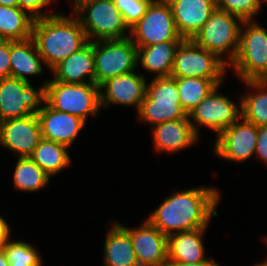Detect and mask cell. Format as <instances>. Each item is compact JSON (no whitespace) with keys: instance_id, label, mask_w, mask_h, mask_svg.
Returning <instances> with one entry per match:
<instances>
[{"instance_id":"1","label":"cell","mask_w":267,"mask_h":266,"mask_svg":"<svg viewBox=\"0 0 267 266\" xmlns=\"http://www.w3.org/2000/svg\"><path fill=\"white\" fill-rule=\"evenodd\" d=\"M219 192L215 187L200 186L172 193L146 220L167 237L178 232L208 228L212 216L218 215Z\"/></svg>"},{"instance_id":"2","label":"cell","mask_w":267,"mask_h":266,"mask_svg":"<svg viewBox=\"0 0 267 266\" xmlns=\"http://www.w3.org/2000/svg\"><path fill=\"white\" fill-rule=\"evenodd\" d=\"M71 14L34 19L32 38L50 71L89 42L80 20L72 11Z\"/></svg>"},{"instance_id":"3","label":"cell","mask_w":267,"mask_h":266,"mask_svg":"<svg viewBox=\"0 0 267 266\" xmlns=\"http://www.w3.org/2000/svg\"><path fill=\"white\" fill-rule=\"evenodd\" d=\"M243 81L267 80V29L254 21H243L239 47L228 66Z\"/></svg>"},{"instance_id":"4","label":"cell","mask_w":267,"mask_h":266,"mask_svg":"<svg viewBox=\"0 0 267 266\" xmlns=\"http://www.w3.org/2000/svg\"><path fill=\"white\" fill-rule=\"evenodd\" d=\"M80 20L90 42L124 39L130 29L113 0H86L72 11Z\"/></svg>"},{"instance_id":"5","label":"cell","mask_w":267,"mask_h":266,"mask_svg":"<svg viewBox=\"0 0 267 266\" xmlns=\"http://www.w3.org/2000/svg\"><path fill=\"white\" fill-rule=\"evenodd\" d=\"M137 113L138 120L152 127L187 118L179 100L175 77H153L146 85V95Z\"/></svg>"},{"instance_id":"6","label":"cell","mask_w":267,"mask_h":266,"mask_svg":"<svg viewBox=\"0 0 267 266\" xmlns=\"http://www.w3.org/2000/svg\"><path fill=\"white\" fill-rule=\"evenodd\" d=\"M242 23L238 17L215 9L192 40L229 66L238 51Z\"/></svg>"},{"instance_id":"7","label":"cell","mask_w":267,"mask_h":266,"mask_svg":"<svg viewBox=\"0 0 267 266\" xmlns=\"http://www.w3.org/2000/svg\"><path fill=\"white\" fill-rule=\"evenodd\" d=\"M45 102L53 109L80 117L97 116L100 107L99 86L95 83H61L49 80L45 85Z\"/></svg>"},{"instance_id":"8","label":"cell","mask_w":267,"mask_h":266,"mask_svg":"<svg viewBox=\"0 0 267 266\" xmlns=\"http://www.w3.org/2000/svg\"><path fill=\"white\" fill-rule=\"evenodd\" d=\"M95 84L137 70V46L130 37L93 42Z\"/></svg>"},{"instance_id":"9","label":"cell","mask_w":267,"mask_h":266,"mask_svg":"<svg viewBox=\"0 0 267 266\" xmlns=\"http://www.w3.org/2000/svg\"><path fill=\"white\" fill-rule=\"evenodd\" d=\"M130 38L137 47L164 41H183L167 0H152L142 18L130 28Z\"/></svg>"},{"instance_id":"10","label":"cell","mask_w":267,"mask_h":266,"mask_svg":"<svg viewBox=\"0 0 267 266\" xmlns=\"http://www.w3.org/2000/svg\"><path fill=\"white\" fill-rule=\"evenodd\" d=\"M33 88L28 82L14 77L0 79V122L36 114L45 102V85Z\"/></svg>"},{"instance_id":"11","label":"cell","mask_w":267,"mask_h":266,"mask_svg":"<svg viewBox=\"0 0 267 266\" xmlns=\"http://www.w3.org/2000/svg\"><path fill=\"white\" fill-rule=\"evenodd\" d=\"M227 67L214 53L192 39L183 40L176 51L171 77L224 79Z\"/></svg>"},{"instance_id":"12","label":"cell","mask_w":267,"mask_h":266,"mask_svg":"<svg viewBox=\"0 0 267 266\" xmlns=\"http://www.w3.org/2000/svg\"><path fill=\"white\" fill-rule=\"evenodd\" d=\"M219 84L196 108L189 113V120L194 132L199 135V126H205L217 135L229 128L241 117V100L239 104L218 92ZM219 88V89H218Z\"/></svg>"},{"instance_id":"13","label":"cell","mask_w":267,"mask_h":266,"mask_svg":"<svg viewBox=\"0 0 267 266\" xmlns=\"http://www.w3.org/2000/svg\"><path fill=\"white\" fill-rule=\"evenodd\" d=\"M257 136L258 126L240 117L217 136L214 153L229 162H248L255 155Z\"/></svg>"},{"instance_id":"14","label":"cell","mask_w":267,"mask_h":266,"mask_svg":"<svg viewBox=\"0 0 267 266\" xmlns=\"http://www.w3.org/2000/svg\"><path fill=\"white\" fill-rule=\"evenodd\" d=\"M41 139L36 114L0 122V144L17 154L18 158L30 157Z\"/></svg>"},{"instance_id":"15","label":"cell","mask_w":267,"mask_h":266,"mask_svg":"<svg viewBox=\"0 0 267 266\" xmlns=\"http://www.w3.org/2000/svg\"><path fill=\"white\" fill-rule=\"evenodd\" d=\"M146 85L145 75L135 71L110 78L99 86L100 107L134 106L138 112L146 95Z\"/></svg>"},{"instance_id":"16","label":"cell","mask_w":267,"mask_h":266,"mask_svg":"<svg viewBox=\"0 0 267 266\" xmlns=\"http://www.w3.org/2000/svg\"><path fill=\"white\" fill-rule=\"evenodd\" d=\"M139 266H165L168 263V237L147 220L140 227L128 228Z\"/></svg>"},{"instance_id":"17","label":"cell","mask_w":267,"mask_h":266,"mask_svg":"<svg viewBox=\"0 0 267 266\" xmlns=\"http://www.w3.org/2000/svg\"><path fill=\"white\" fill-rule=\"evenodd\" d=\"M43 139L70 147L86 122L80 117L60 112L44 102L36 113Z\"/></svg>"},{"instance_id":"18","label":"cell","mask_w":267,"mask_h":266,"mask_svg":"<svg viewBox=\"0 0 267 266\" xmlns=\"http://www.w3.org/2000/svg\"><path fill=\"white\" fill-rule=\"evenodd\" d=\"M177 30L184 40H191L216 9L215 0H167Z\"/></svg>"},{"instance_id":"19","label":"cell","mask_w":267,"mask_h":266,"mask_svg":"<svg viewBox=\"0 0 267 266\" xmlns=\"http://www.w3.org/2000/svg\"><path fill=\"white\" fill-rule=\"evenodd\" d=\"M54 81L61 83H95V58L93 42L57 64L51 71Z\"/></svg>"},{"instance_id":"20","label":"cell","mask_w":267,"mask_h":266,"mask_svg":"<svg viewBox=\"0 0 267 266\" xmlns=\"http://www.w3.org/2000/svg\"><path fill=\"white\" fill-rule=\"evenodd\" d=\"M153 147L156 152L176 153L196 144L199 136L194 132L189 116L167 121L152 128Z\"/></svg>"},{"instance_id":"21","label":"cell","mask_w":267,"mask_h":266,"mask_svg":"<svg viewBox=\"0 0 267 266\" xmlns=\"http://www.w3.org/2000/svg\"><path fill=\"white\" fill-rule=\"evenodd\" d=\"M207 228L174 233L168 236V262L195 264L207 261L203 236Z\"/></svg>"},{"instance_id":"22","label":"cell","mask_w":267,"mask_h":266,"mask_svg":"<svg viewBox=\"0 0 267 266\" xmlns=\"http://www.w3.org/2000/svg\"><path fill=\"white\" fill-rule=\"evenodd\" d=\"M45 65L33 38L10 41V77L30 83L28 76H41Z\"/></svg>"},{"instance_id":"23","label":"cell","mask_w":267,"mask_h":266,"mask_svg":"<svg viewBox=\"0 0 267 266\" xmlns=\"http://www.w3.org/2000/svg\"><path fill=\"white\" fill-rule=\"evenodd\" d=\"M104 241V266H139L129 233L112 221Z\"/></svg>"},{"instance_id":"24","label":"cell","mask_w":267,"mask_h":266,"mask_svg":"<svg viewBox=\"0 0 267 266\" xmlns=\"http://www.w3.org/2000/svg\"><path fill=\"white\" fill-rule=\"evenodd\" d=\"M182 41H164L147 47H137V66L156 73L153 77L171 76L176 51ZM140 62V63H139Z\"/></svg>"},{"instance_id":"25","label":"cell","mask_w":267,"mask_h":266,"mask_svg":"<svg viewBox=\"0 0 267 266\" xmlns=\"http://www.w3.org/2000/svg\"><path fill=\"white\" fill-rule=\"evenodd\" d=\"M245 86L251 91L242 93L241 117L256 126L267 125V80L263 81H243ZM255 89L256 93H253Z\"/></svg>"},{"instance_id":"26","label":"cell","mask_w":267,"mask_h":266,"mask_svg":"<svg viewBox=\"0 0 267 266\" xmlns=\"http://www.w3.org/2000/svg\"><path fill=\"white\" fill-rule=\"evenodd\" d=\"M34 18L19 7L0 5V40L22 41L32 37Z\"/></svg>"},{"instance_id":"27","label":"cell","mask_w":267,"mask_h":266,"mask_svg":"<svg viewBox=\"0 0 267 266\" xmlns=\"http://www.w3.org/2000/svg\"><path fill=\"white\" fill-rule=\"evenodd\" d=\"M65 145L41 139L30 158L50 177L62 172L71 164V157Z\"/></svg>"},{"instance_id":"28","label":"cell","mask_w":267,"mask_h":266,"mask_svg":"<svg viewBox=\"0 0 267 266\" xmlns=\"http://www.w3.org/2000/svg\"><path fill=\"white\" fill-rule=\"evenodd\" d=\"M182 108L189 113L213 91L224 79H204L197 77H175Z\"/></svg>"},{"instance_id":"29","label":"cell","mask_w":267,"mask_h":266,"mask_svg":"<svg viewBox=\"0 0 267 266\" xmlns=\"http://www.w3.org/2000/svg\"><path fill=\"white\" fill-rule=\"evenodd\" d=\"M16 162L13 174V187L16 190L32 193L49 184L51 177L30 157L18 158Z\"/></svg>"},{"instance_id":"30","label":"cell","mask_w":267,"mask_h":266,"mask_svg":"<svg viewBox=\"0 0 267 266\" xmlns=\"http://www.w3.org/2000/svg\"><path fill=\"white\" fill-rule=\"evenodd\" d=\"M10 266H42L41 254L32 244L24 241H12L11 237L3 245Z\"/></svg>"},{"instance_id":"31","label":"cell","mask_w":267,"mask_h":266,"mask_svg":"<svg viewBox=\"0 0 267 266\" xmlns=\"http://www.w3.org/2000/svg\"><path fill=\"white\" fill-rule=\"evenodd\" d=\"M216 9L232 14L242 21H254L262 9V0H215Z\"/></svg>"},{"instance_id":"32","label":"cell","mask_w":267,"mask_h":266,"mask_svg":"<svg viewBox=\"0 0 267 266\" xmlns=\"http://www.w3.org/2000/svg\"><path fill=\"white\" fill-rule=\"evenodd\" d=\"M121 12L124 23L130 29L145 14L152 0H113Z\"/></svg>"},{"instance_id":"33","label":"cell","mask_w":267,"mask_h":266,"mask_svg":"<svg viewBox=\"0 0 267 266\" xmlns=\"http://www.w3.org/2000/svg\"><path fill=\"white\" fill-rule=\"evenodd\" d=\"M55 1V0H54ZM53 0H19V8L26 11L34 19L57 15V13H43V8L49 6ZM42 9V10H41Z\"/></svg>"},{"instance_id":"34","label":"cell","mask_w":267,"mask_h":266,"mask_svg":"<svg viewBox=\"0 0 267 266\" xmlns=\"http://www.w3.org/2000/svg\"><path fill=\"white\" fill-rule=\"evenodd\" d=\"M10 41L0 40V79L10 77Z\"/></svg>"},{"instance_id":"35","label":"cell","mask_w":267,"mask_h":266,"mask_svg":"<svg viewBox=\"0 0 267 266\" xmlns=\"http://www.w3.org/2000/svg\"><path fill=\"white\" fill-rule=\"evenodd\" d=\"M255 154L267 165V125L258 127Z\"/></svg>"},{"instance_id":"36","label":"cell","mask_w":267,"mask_h":266,"mask_svg":"<svg viewBox=\"0 0 267 266\" xmlns=\"http://www.w3.org/2000/svg\"><path fill=\"white\" fill-rule=\"evenodd\" d=\"M10 225L7 221L0 215V249L3 248V245L11 237Z\"/></svg>"},{"instance_id":"37","label":"cell","mask_w":267,"mask_h":266,"mask_svg":"<svg viewBox=\"0 0 267 266\" xmlns=\"http://www.w3.org/2000/svg\"><path fill=\"white\" fill-rule=\"evenodd\" d=\"M165 266H220L212 259H209L207 261L201 262V263H195V264H184V263H173L168 262Z\"/></svg>"},{"instance_id":"38","label":"cell","mask_w":267,"mask_h":266,"mask_svg":"<svg viewBox=\"0 0 267 266\" xmlns=\"http://www.w3.org/2000/svg\"><path fill=\"white\" fill-rule=\"evenodd\" d=\"M0 5L7 7H19V0H0Z\"/></svg>"},{"instance_id":"39","label":"cell","mask_w":267,"mask_h":266,"mask_svg":"<svg viewBox=\"0 0 267 266\" xmlns=\"http://www.w3.org/2000/svg\"><path fill=\"white\" fill-rule=\"evenodd\" d=\"M0 266H10V263L6 258L3 248L0 249Z\"/></svg>"},{"instance_id":"40","label":"cell","mask_w":267,"mask_h":266,"mask_svg":"<svg viewBox=\"0 0 267 266\" xmlns=\"http://www.w3.org/2000/svg\"><path fill=\"white\" fill-rule=\"evenodd\" d=\"M86 0H73V7L71 9V11H73L79 4H81L82 2H84Z\"/></svg>"},{"instance_id":"41","label":"cell","mask_w":267,"mask_h":266,"mask_svg":"<svg viewBox=\"0 0 267 266\" xmlns=\"http://www.w3.org/2000/svg\"><path fill=\"white\" fill-rule=\"evenodd\" d=\"M254 266H267V259H265V260H263V262H261V263H256V265H254Z\"/></svg>"},{"instance_id":"42","label":"cell","mask_w":267,"mask_h":266,"mask_svg":"<svg viewBox=\"0 0 267 266\" xmlns=\"http://www.w3.org/2000/svg\"><path fill=\"white\" fill-rule=\"evenodd\" d=\"M264 237V242L266 243L267 245V235L263 236Z\"/></svg>"}]
</instances>
